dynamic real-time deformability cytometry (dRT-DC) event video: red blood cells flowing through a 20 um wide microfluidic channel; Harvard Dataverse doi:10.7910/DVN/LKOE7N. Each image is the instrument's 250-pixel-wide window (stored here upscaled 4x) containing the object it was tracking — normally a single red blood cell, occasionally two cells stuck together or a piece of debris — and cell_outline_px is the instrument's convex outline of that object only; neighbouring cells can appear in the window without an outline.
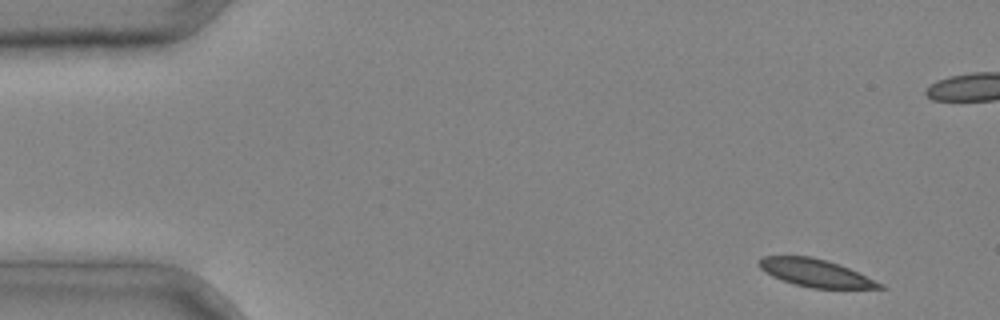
{"species": "common noctule bat (a hibernating species)", "species_latin": "Nyctalus noctula", "temperature_condition": "cold", "stored_images_in_passage": 2, "camera_frame_rate_fps": 3000, "um_per_image_px": 0.085, "animal": {"sex": "male", "body_mass_g": 20.4}, "frame": {"image": 1, "passage_image": 2, "time_ms": 0.333, "image_size_px": [1000, 320], "cell_outline_px": [[888, 288], [812, 288], [796, 284], [772, 276], [764, 272], [756, 264], [756, 260], [760, 256], [812, 256], [840, 264], [884, 284]], "centroid_in_image_um": [69.28, 23.18], "position_along_channel_um": 15.7, "area_um2": 19.48}}